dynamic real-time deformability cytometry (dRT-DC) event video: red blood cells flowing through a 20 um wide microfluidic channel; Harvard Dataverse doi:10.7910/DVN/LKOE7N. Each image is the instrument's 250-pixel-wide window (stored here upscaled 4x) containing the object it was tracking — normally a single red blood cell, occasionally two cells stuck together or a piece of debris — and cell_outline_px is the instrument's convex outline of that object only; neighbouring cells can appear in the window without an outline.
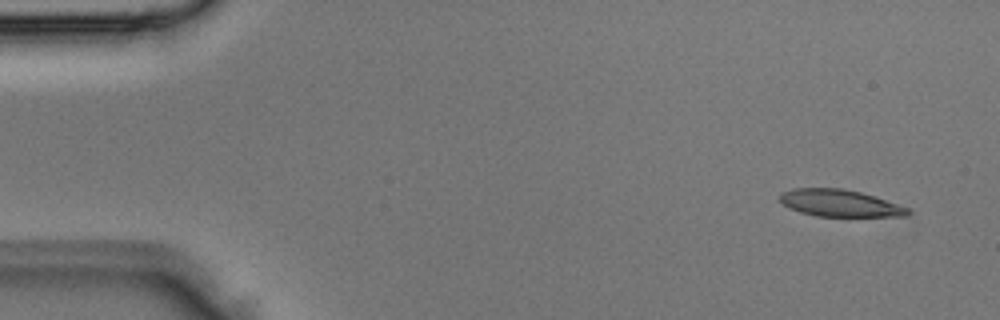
{"species": "Egyptian fruit bat (a non-hibernating species)", "species_latin": "Rousettus aegyptiacus", "temperature_condition": "room temperature", "stored_images_in_passage": 4, "camera_frame_rate_fps": 3000, "um_per_image_px": 0.085, "animal": {"sex": "male"}, "frame": {"image": 1, "passage_image": 1, "time_ms": 0.0, "image_size_px": [1000, 320], "cell_outline_px": [[912, 212], [908, 216], [816, 216], [800, 212], [784, 204], [780, 200], [780, 192], [792, 188], [844, 188], [860, 192], [908, 208]], "centroid_in_image_um": [71.36, 17.26], "position_along_channel_um": 13.6, "area_um2": 19.88}}
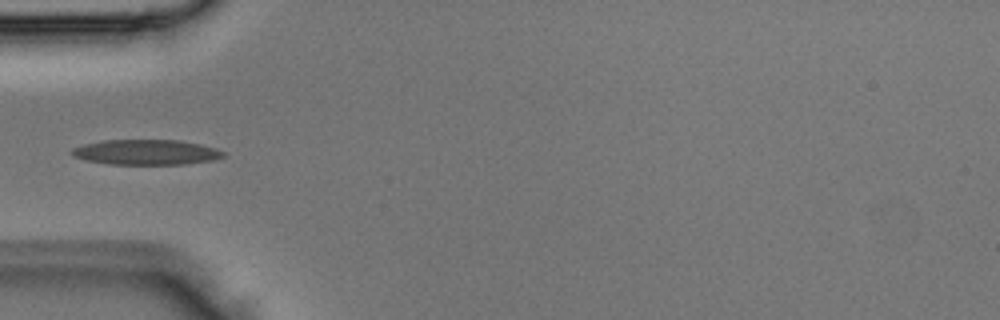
{"frame": {"image": 2, "passage_image": 4, "time_ms": 1.0, "image_size_px": [1000, 320], "cell_outline_px": [[224, 156], [212, 160], [184, 164], [108, 164], [88, 160], [72, 156], [68, 152], [72, 148], [84, 144], [100, 140], [180, 140], [200, 144], [216, 148], [224, 152]], "centroid_in_image_um": [12.38, 12.93], "position_along_channel_um": 72.6, "area_um2": 22.25}}